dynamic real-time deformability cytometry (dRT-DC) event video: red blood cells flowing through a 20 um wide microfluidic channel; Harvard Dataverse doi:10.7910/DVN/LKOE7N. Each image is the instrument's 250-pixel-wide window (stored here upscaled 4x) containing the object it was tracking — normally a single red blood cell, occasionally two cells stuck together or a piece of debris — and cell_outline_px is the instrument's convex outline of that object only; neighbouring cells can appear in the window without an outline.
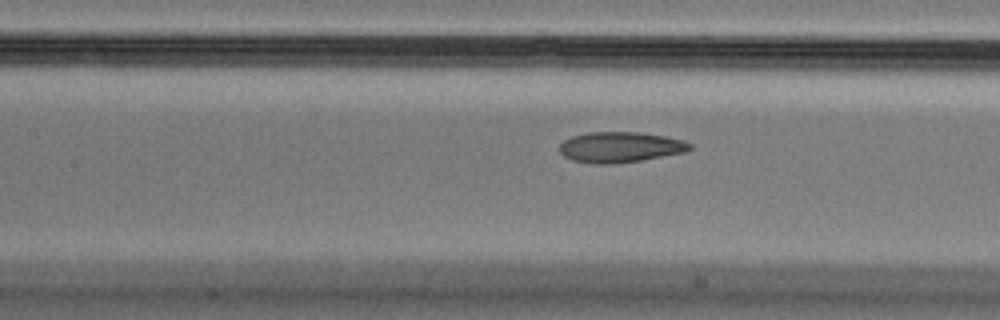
{"species": "Egyptian fruit bat (a non-hibernating species)", "species_latin": "Rousettus aegyptiacus", "temperature_condition": "cold", "stored_images_in_passage": 41, "camera_frame_rate_fps": 3000, "um_per_image_px": 0.085, "animal": {"sex": "male"}, "frame": {"image": 1, "passage_image": 17, "time_ms": 5.333, "image_size_px": [1000, 320], "cell_outline_px": [[692, 148], [684, 152], [640, 160], [616, 164], [592, 164], [572, 160], [564, 156], [560, 152], [560, 144], [564, 140], [572, 136], [588, 132], [640, 132], [664, 136], [684, 140], [692, 144]], "centroid_in_image_um": [52.7, 12.51], "position_along_channel_um": 154.7, "area_um2": 23.24}}
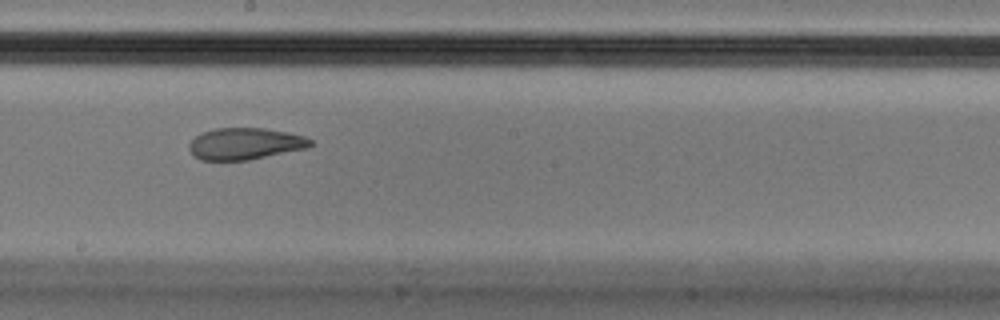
{"frame": {"image": 2, "passage_image": 23, "time_ms": 7.333, "image_size_px": [1000, 320], "cell_outline_px": [[312, 144], [304, 148], [248, 160], [200, 160], [192, 156], [188, 148], [188, 144], [200, 132], [216, 128], [264, 128], [288, 132], [304, 136], [312, 140]], "centroid_in_image_um": [20.76, 12.21], "position_along_channel_um": 227.4, "area_um2": 22.37}}
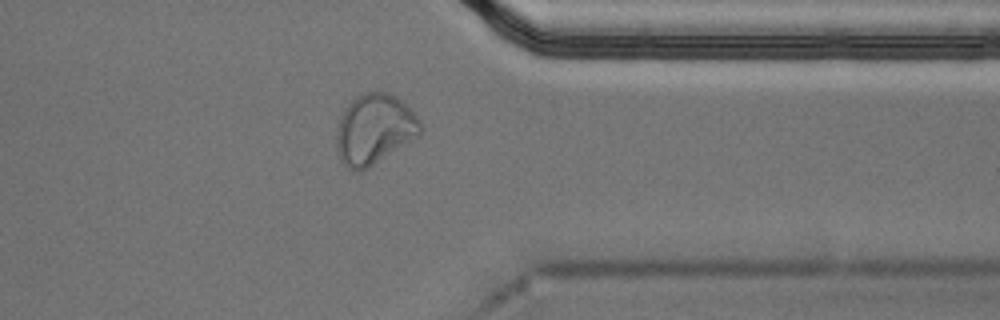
{"frame": {"image": 3, "passage_image": 36, "time_ms": 11.667, "image_size_px": [1000, 320], "cell_outline_px": [[424, 128], [416, 136], [368, 168], [360, 172], [352, 172], [340, 160], [336, 152], [336, 132], [340, 116], [344, 108], [356, 96], [364, 92], [376, 88], [388, 92], [396, 96], [420, 120]], "centroid_in_image_um": [31.76, 10.96], "position_along_channel_um": 379.6, "area_um2": 34.56}}